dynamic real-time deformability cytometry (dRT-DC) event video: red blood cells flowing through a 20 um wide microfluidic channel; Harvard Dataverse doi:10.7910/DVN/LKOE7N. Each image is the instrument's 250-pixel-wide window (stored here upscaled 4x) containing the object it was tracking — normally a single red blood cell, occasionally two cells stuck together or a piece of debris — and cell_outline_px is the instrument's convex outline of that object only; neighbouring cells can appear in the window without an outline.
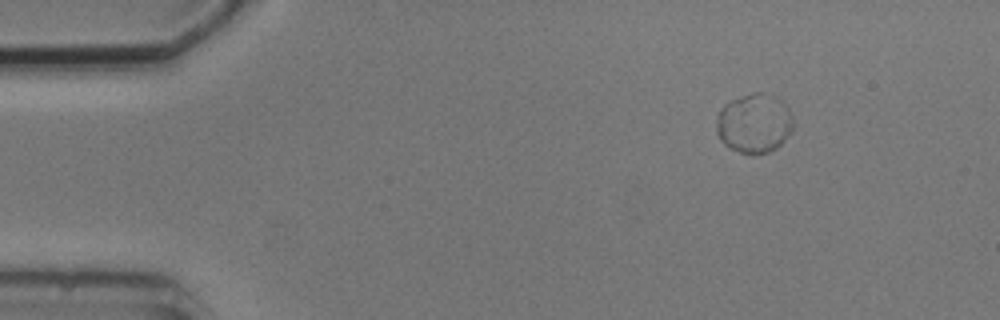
{"species": "common noctule bat (a hibernating species)", "species_latin": "Nyctalus noctula", "temperature_condition": "cold", "stored_images_in_passage": 7, "camera_frame_rate_fps": 3000, "um_per_image_px": 0.085, "animal": {"sex": "male", "body_mass_g": 20.5, "forearm_length_mm": 52.5}, "frame": {"image": 1, "passage_image": 1, "time_ms": 0.0, "image_size_px": [1000, 320], "cell_outline_px": [[792, 132], [776, 148], [768, 152], [752, 156], [740, 152], [724, 144], [720, 140], [716, 132], [716, 116], [720, 108], [724, 104], [732, 100], [752, 92], [760, 92], [772, 96], [780, 100], [788, 108], [792, 116]], "centroid_in_image_um": [64.08, 10.5], "position_along_channel_um": 20.9, "area_um2": 26.7}}
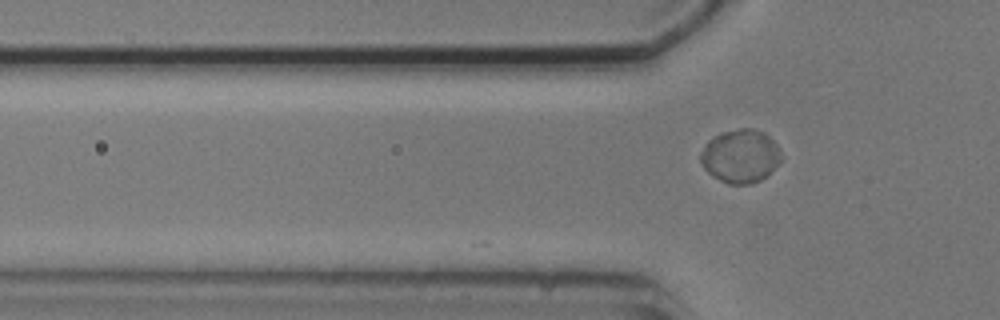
{"frame": {"image": 2, "passage_image": 4, "time_ms": 3.333, "image_size_px": [1000, 320], "cell_outline_px": [[780, 164], [760, 180], [752, 184], [728, 184], [712, 176], [704, 168], [700, 160], [700, 152], [704, 144], [712, 136], [720, 132], [740, 128], [752, 128], [764, 132], [780, 148]], "centroid_in_image_um": [62.91, 13.26], "position_along_channel_um": 62.9, "area_um2": 25.32}}
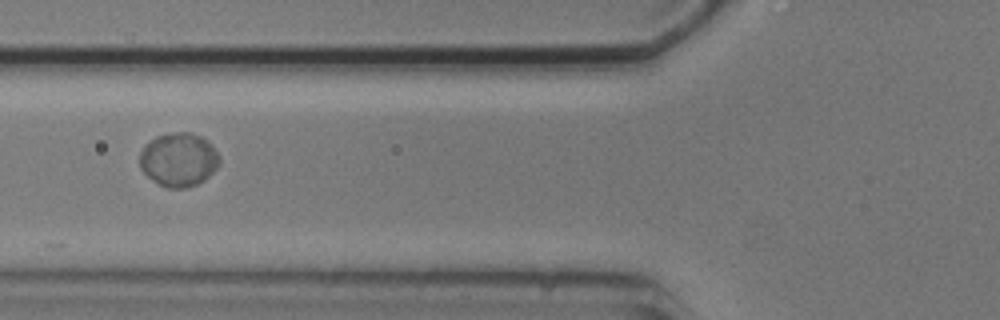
{"frame": {"image": 3, "passage_image": 5, "time_ms": 4.667, "image_size_px": [1000, 320], "cell_outline_px": [[220, 164], [204, 180], [196, 184], [184, 188], [168, 188], [152, 180], [140, 168], [140, 152], [156, 136], [176, 132], [192, 132], [208, 140], [220, 156]], "centroid_in_image_um": [15.21, 13.57], "position_along_channel_um": 110.6, "area_um2": 24.8}}